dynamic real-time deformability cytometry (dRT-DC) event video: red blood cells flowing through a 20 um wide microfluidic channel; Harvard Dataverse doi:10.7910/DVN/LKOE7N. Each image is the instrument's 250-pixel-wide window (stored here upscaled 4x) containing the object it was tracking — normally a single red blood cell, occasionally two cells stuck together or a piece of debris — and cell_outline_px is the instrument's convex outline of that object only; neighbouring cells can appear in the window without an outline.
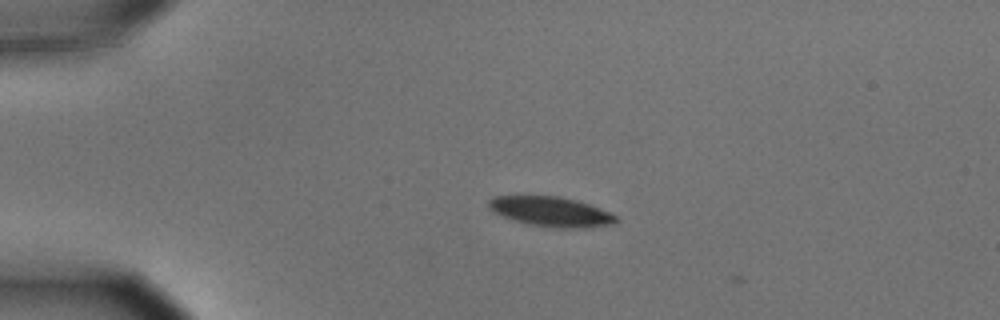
{"species": "common noctule bat (a hibernating species)", "species_latin": "Nyctalus noctula", "temperature_condition": "cold", "stored_images_in_passage": 2, "camera_frame_rate_fps": 3000, "um_per_image_px": 0.085, "animal": {"sex": "male", "body_mass_g": 15.6}, "frame": {"image": 1, "passage_image": 1, "time_ms": 0.0, "image_size_px": [1000, 320], "cell_outline_px": [[620, 220], [612, 224], [588, 228], [560, 228], [528, 224], [504, 216], [488, 208], [488, 200], [492, 196], [556, 196], [576, 200], [612, 212]], "centroid_in_image_um": [46.88, 17.99], "position_along_channel_um": 38.1, "area_um2": 22.02}}